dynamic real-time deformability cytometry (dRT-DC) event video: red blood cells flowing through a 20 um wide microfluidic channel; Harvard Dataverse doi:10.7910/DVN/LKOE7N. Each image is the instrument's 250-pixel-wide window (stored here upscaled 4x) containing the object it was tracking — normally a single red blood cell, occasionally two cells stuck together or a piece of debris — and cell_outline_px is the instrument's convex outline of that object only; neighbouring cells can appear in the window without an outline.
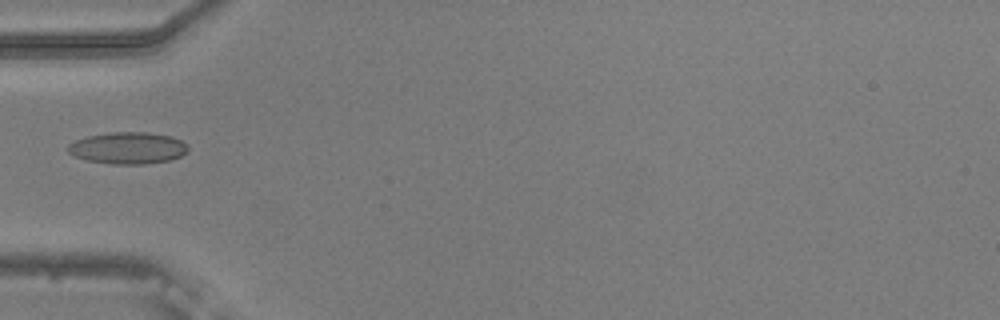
{"species": "common noctule bat (a hibernating species)", "species_latin": "Nyctalus noctula", "temperature_condition": "warm", "stored_images_in_passage": 12, "camera_frame_rate_fps": 3000, "um_per_image_px": 0.085, "animal": {"sex": "male", "body_mass_g": 20.5, "forearm_length_mm": 52.5}, "frame": {"image": 1, "passage_image": 1, "time_ms": 0.0, "image_size_px": [1000, 320], "cell_outline_px": [[188, 152], [180, 156], [168, 160], [144, 164], [112, 164], [88, 160], [76, 156], [68, 152], [68, 144], [76, 140], [88, 136], [112, 132], [148, 132], [172, 136], [188, 144]], "centroid_in_image_um": [10.9, 12.57], "position_along_channel_um": 74.1, "area_um2": 22.14}}